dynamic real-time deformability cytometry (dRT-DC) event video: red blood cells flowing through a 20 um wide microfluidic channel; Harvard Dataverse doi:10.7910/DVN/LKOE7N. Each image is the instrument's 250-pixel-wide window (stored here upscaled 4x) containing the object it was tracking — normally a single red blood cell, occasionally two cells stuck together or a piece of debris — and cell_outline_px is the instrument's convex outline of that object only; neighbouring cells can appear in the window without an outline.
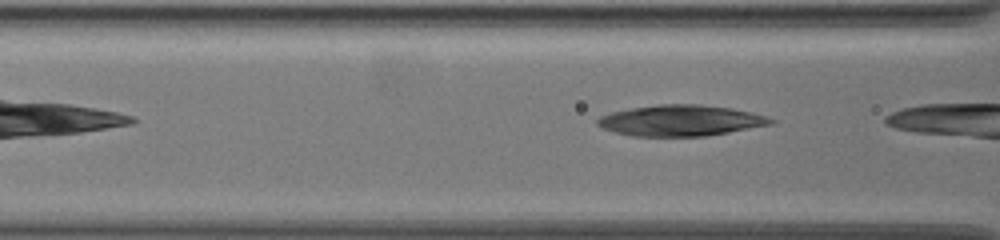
{"species": "common noctule bat (a hibernating species)", "species_latin": "Nyctalus noctula", "temperature_condition": "warm", "stored_images_in_passage": 9, "camera_frame_rate_fps": 3000, "um_per_image_px": 0.085, "animal": {"sex": "female", "body_mass_g": 19.5, "forearm_length_mm": 54.1}, "frame": {"image": 1, "passage_image": 7, "time_ms": 2.0, "image_size_px": [1000, 240], "cell_outline_px": [[776, 120], [772, 124], [728, 132], [704, 136], [632, 136], [616, 132], [604, 128], [596, 124], [596, 120], [600, 116], [612, 112], [632, 108], [660, 104], [700, 104], [728, 108], [748, 112], [764, 116]], "centroid_in_image_um": [57.82, 10.24], "position_along_channel_um": 108.8, "area_um2": 30.81}}